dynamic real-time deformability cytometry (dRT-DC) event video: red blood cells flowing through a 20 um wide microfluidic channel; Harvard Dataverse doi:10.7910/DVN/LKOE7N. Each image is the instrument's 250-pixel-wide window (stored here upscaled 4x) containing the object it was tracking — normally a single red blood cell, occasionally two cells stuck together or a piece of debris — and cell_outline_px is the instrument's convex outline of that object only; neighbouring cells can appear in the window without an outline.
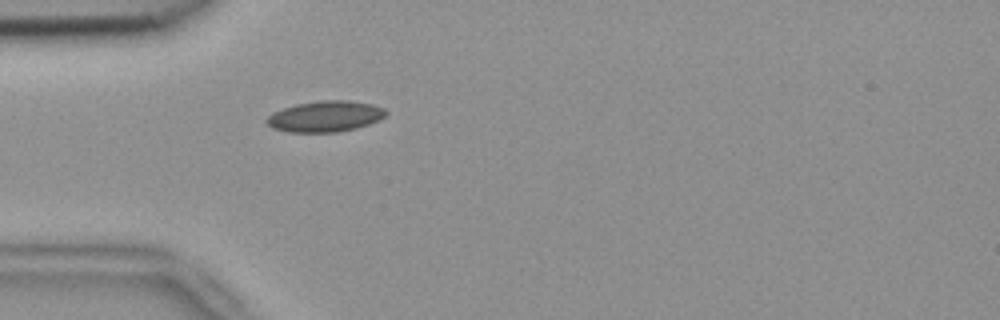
{"species": "common noctule bat (a hibernating species)", "species_latin": "Nyctalus noctula", "temperature_condition": "room temperature", "stored_images_in_passage": 42, "camera_frame_rate_fps": 3000, "um_per_image_px": 0.085, "animal": {"sex": "female", "body_mass_g": 18.4}, "frame": {"image": 1, "passage_image": 4, "time_ms": 1.0, "image_size_px": [1000, 320], "cell_outline_px": [[388, 112], [384, 116], [368, 124], [356, 128], [336, 132], [288, 132], [272, 128], [264, 120], [272, 112], [296, 104], [324, 100], [348, 100], [372, 104], [384, 108]], "centroid_in_image_um": [27.62, 9.89], "position_along_channel_um": 57.4, "area_um2": 21.39}}
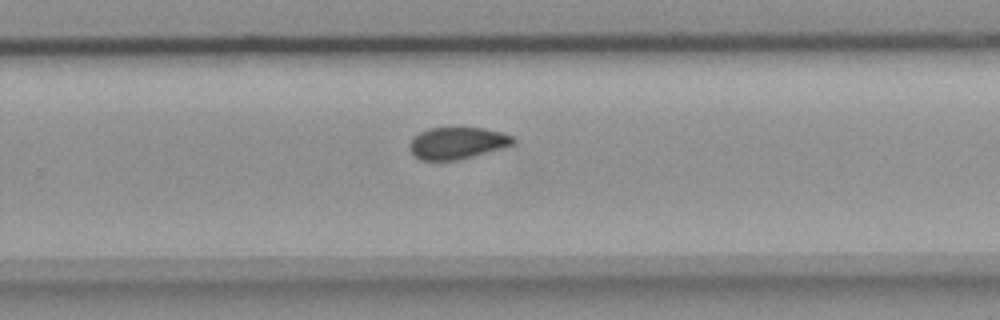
{"frame": {"image": 2, "passage_image": 23, "time_ms": 7.333, "image_size_px": [1000, 320], "cell_outline_px": [[516, 144], [504, 148], [460, 160], [420, 160], [412, 152], [408, 144], [420, 132], [428, 128], [484, 128], [500, 132], [512, 136], [516, 140]], "centroid_in_image_um": [38.92, 12.17], "position_along_channel_um": 290.9, "area_um2": 19.25}}
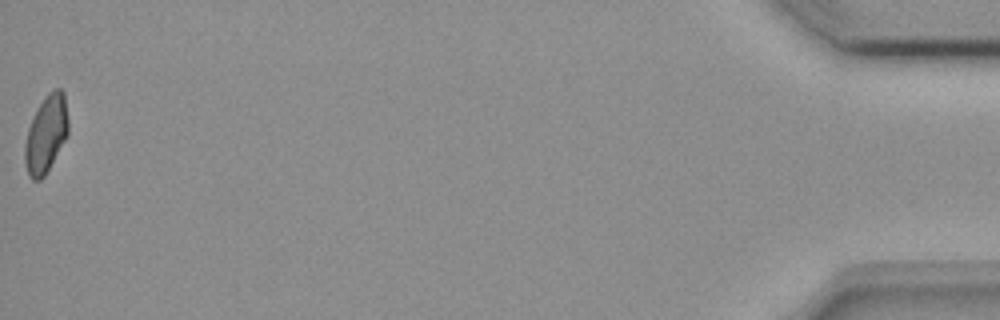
{"frame": {"image": 3, "passage_image": 42, "time_ms": 13.667, "image_size_px": [1000, 320], "cell_outline_px": [[68, 132], [64, 140], [44, 176], [40, 180], [32, 180], [28, 176], [24, 160], [24, 144], [28, 128], [36, 108], [44, 96], [52, 88], [60, 88], [64, 92], [68, 120]], "centroid_in_image_um": [3.89, 11.36], "position_along_channel_um": 431.3, "area_um2": 19.59}, "authors_computed_cell_mechanics": {"area_um2": 19.8832, "velocity_mm_per_s": 3.7693, "shape_relaxation_time_tau1_ms": null, "shape_relaxation_time_tau2_ms": 3.0783, "deformation_change_tau1": null, "deformation_change_tau2": 0.0676}}